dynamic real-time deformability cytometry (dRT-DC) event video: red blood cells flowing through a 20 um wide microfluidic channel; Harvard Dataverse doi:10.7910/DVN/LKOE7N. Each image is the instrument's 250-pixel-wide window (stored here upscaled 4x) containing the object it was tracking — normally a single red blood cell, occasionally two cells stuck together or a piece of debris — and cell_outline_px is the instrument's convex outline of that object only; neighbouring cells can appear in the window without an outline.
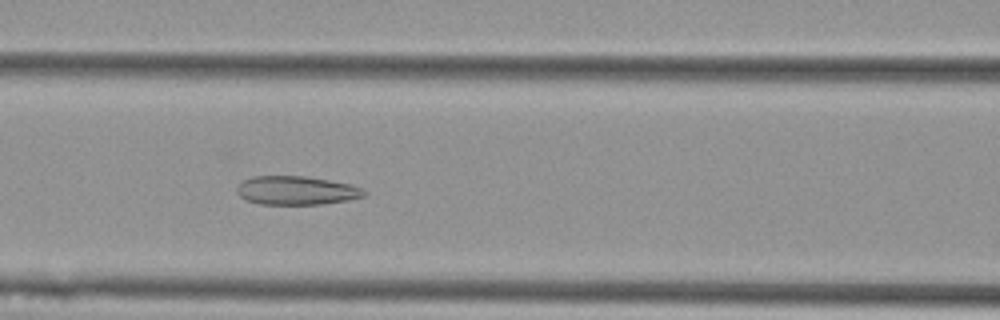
{"species": "Egyptian fruit bat (a non-hibernating species)", "species_latin": "Rousettus aegyptiacus", "temperature_condition": "cold", "stored_images_in_passage": 56, "camera_frame_rate_fps": 3000, "um_per_image_px": 0.085, "animal": {"sex": "female"}, "frame": {"image": 1, "passage_image": 24, "time_ms": 7.667, "image_size_px": [1000, 320], "cell_outline_px": [[368, 192], [364, 196], [348, 200], [324, 204], [260, 204], [244, 200], [236, 192], [236, 188], [244, 180], [252, 176], [304, 176], [328, 180], [348, 184], [360, 188]], "centroid_in_image_um": [25.16, 16.19], "position_along_channel_um": 141.4, "area_um2": 21.21}}
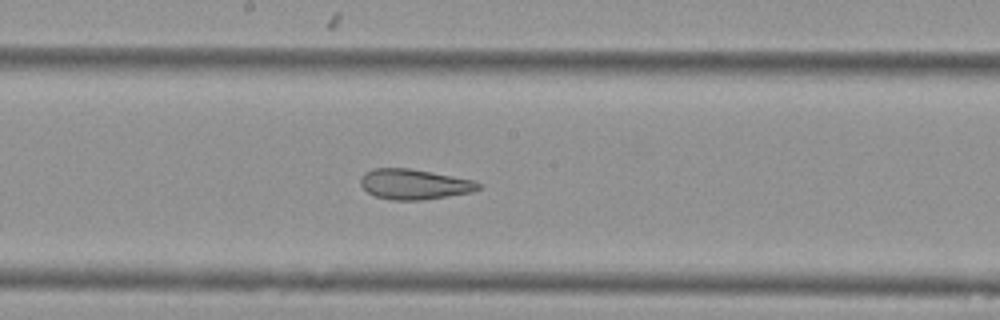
{"frame": {"image": 2, "passage_image": 30, "time_ms": 9.667, "image_size_px": [1000, 320], "cell_outline_px": [[480, 188], [472, 192], [448, 196], [420, 200], [392, 200], [376, 196], [368, 192], [360, 184], [360, 176], [364, 172], [372, 168], [408, 168], [432, 172], [476, 180], [480, 184]], "centroid_in_image_um": [35.2, 15.65], "position_along_channel_um": 213.0, "area_um2": 20.87}}
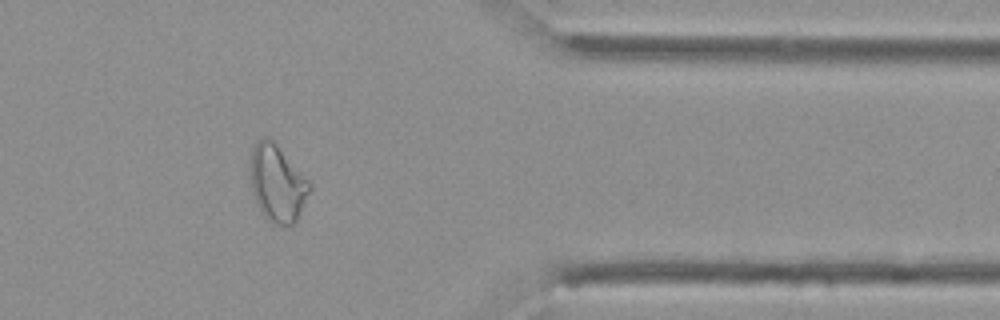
{"frame": {"image": 3, "passage_image": 46, "time_ms": 15.0, "image_size_px": [1000, 320], "cell_outline_px": [[312, 188], [296, 220], [292, 224], [272, 224], [264, 220], [256, 204], [252, 192], [248, 168], [252, 148], [264, 136], [272, 140], [276, 144], [312, 184]], "centroid_in_image_um": [23.53, 15.61], "position_along_channel_um": 387.9, "area_um2": 26.76}, "authors_computed_cell_mechanics": {"area_um2": 27.0215, "velocity_mm_per_s": 3.5983, "shape_relaxation_time_tau1_ms": null, "shape_relaxation_time_tau2_ms": 2.0233, "deformation_change_tau1": null, "deformation_change_tau2": 0.0964}}